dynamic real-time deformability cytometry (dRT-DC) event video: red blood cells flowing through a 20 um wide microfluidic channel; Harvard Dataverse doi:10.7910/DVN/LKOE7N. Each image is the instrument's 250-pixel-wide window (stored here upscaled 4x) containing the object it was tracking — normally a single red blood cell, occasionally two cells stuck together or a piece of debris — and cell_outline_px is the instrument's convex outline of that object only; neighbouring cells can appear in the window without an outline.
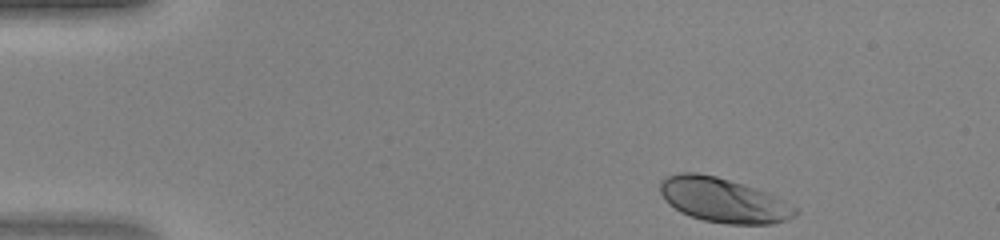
{"species": "human", "species_latin": "Homo sapiens", "temperature_condition": "warm", "stored_images_in_passage": 42, "camera_frame_rate_fps": 3000, "um_per_image_px": 0.085, "donor": {"sex": "female"}, "frame": {"image": 1, "passage_image": 1, "time_ms": 0.0, "image_size_px": [1000, 240], "cell_outline_px": [[800, 212], [796, 216], [788, 220], [772, 224], [728, 224], [704, 220], [680, 212], [668, 204], [664, 200], [660, 192], [660, 180], [668, 176], [680, 172], [696, 172], [716, 176], [756, 188], [784, 200], [796, 208]], "centroid_in_image_um": [61.49, 17.02], "position_along_channel_um": 23.5, "area_um2": 35.14}}
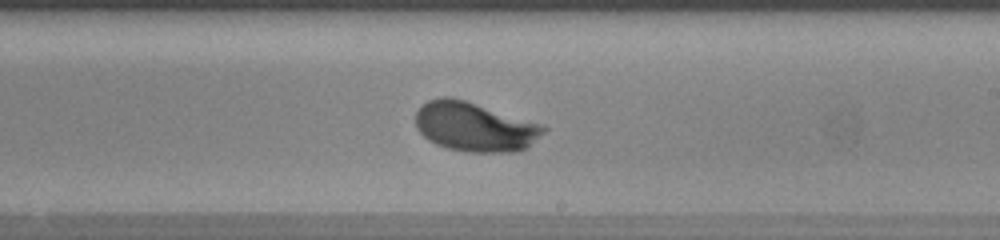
{"frame": {"image": 2, "passage_image": 23, "time_ms": 7.333, "image_size_px": [1000, 240], "cell_outline_px": [[548, 128], [544, 132], [524, 148], [516, 152], [468, 152], [448, 148], [436, 144], [428, 140], [416, 128], [416, 112], [428, 100], [440, 96], [448, 96], [464, 100], [540, 124]], "centroid_in_image_um": [40.3, 10.78], "position_along_channel_um": 248.7, "area_um2": 36.18}}
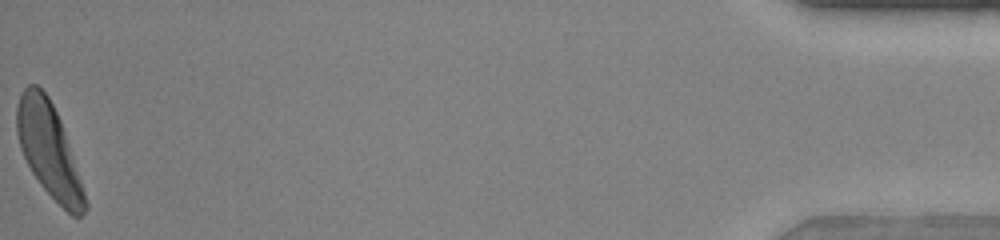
{"frame": {"image": 3, "passage_image": 42, "time_ms": 13.667, "image_size_px": [1000, 240], "cell_outline_px": [[88, 208], [80, 216], [72, 216], [40, 184], [32, 172], [20, 148], [16, 132], [16, 104], [20, 92], [28, 84], [36, 84], [48, 96], [60, 120], [88, 204]], "centroid_in_image_um": [4.11, 12.71], "position_along_channel_um": 431.1, "area_um2": 36.47}}